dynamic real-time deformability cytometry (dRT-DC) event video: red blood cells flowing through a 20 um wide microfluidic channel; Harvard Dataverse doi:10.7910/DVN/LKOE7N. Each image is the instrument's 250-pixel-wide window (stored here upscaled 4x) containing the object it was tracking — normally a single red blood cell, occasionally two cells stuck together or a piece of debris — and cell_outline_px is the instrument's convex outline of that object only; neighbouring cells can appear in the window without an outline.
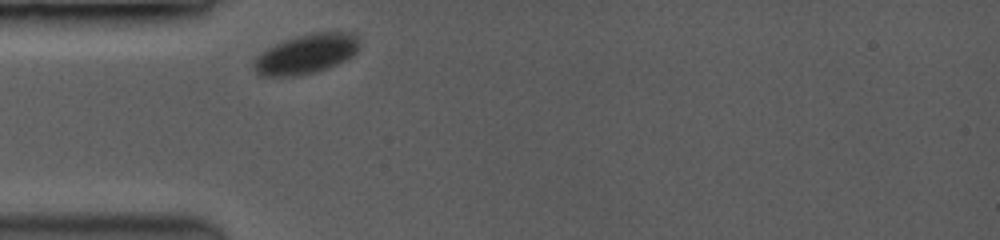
{"species": "common noctule bat (a hibernating species)", "species_latin": "Nyctalus noctula", "temperature_condition": "room temperature", "stored_images_in_passage": 1, "camera_frame_rate_fps": 3500, "um_per_image_px": 0.085, "animal": {"sex": "female", "body_mass_g": 19.0, "forearm_length_mm": 53.3}, "frame": {"image": 1, "passage_image": 1, "time_ms": 0.0, "image_size_px": [1000, 240], "cell_outline_px": [[364, 40], [360, 48], [352, 56], [336, 64], [312, 72], [292, 76], [260, 76], [256, 72], [252, 64], [252, 60], [260, 52], [284, 40], [296, 36], [312, 32], [348, 32]], "centroid_in_image_um": [26.04, 4.56], "position_along_channel_um": 59.0, "area_um2": 24.45}}